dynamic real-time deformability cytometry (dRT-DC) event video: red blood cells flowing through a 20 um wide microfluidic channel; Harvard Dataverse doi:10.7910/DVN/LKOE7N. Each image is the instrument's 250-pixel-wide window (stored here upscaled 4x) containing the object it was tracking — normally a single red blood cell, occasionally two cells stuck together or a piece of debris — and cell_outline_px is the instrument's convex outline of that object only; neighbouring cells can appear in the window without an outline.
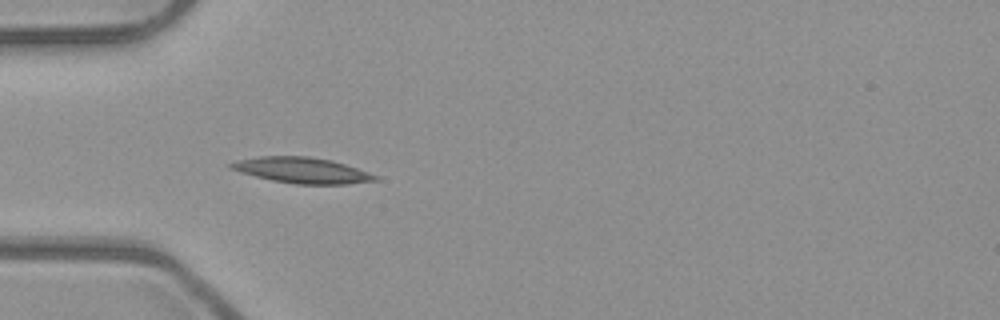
{"species": "common noctule bat (a hibernating species)", "species_latin": "Nyctalus noctula", "temperature_condition": "room temperature", "stored_images_in_passage": 2, "camera_frame_rate_fps": 3000, "um_per_image_px": 0.085, "animal": {"sex": "male", "body_mass_g": 23.1, "forearm_length_mm": 52.7}, "frame": {"image": 1, "passage_image": 2, "time_ms": 0.333, "image_size_px": [1000, 320], "cell_outline_px": [[380, 180], [348, 184], [296, 184], [272, 180], [240, 172], [228, 168], [228, 164], [240, 160], [256, 156], [308, 156], [332, 160], [380, 176]], "centroid_in_image_um": [25.69, 14.47], "position_along_channel_um": 59.3, "area_um2": 21.62}}